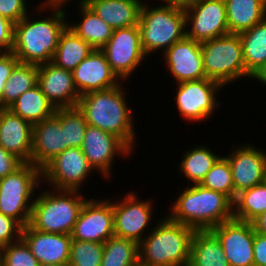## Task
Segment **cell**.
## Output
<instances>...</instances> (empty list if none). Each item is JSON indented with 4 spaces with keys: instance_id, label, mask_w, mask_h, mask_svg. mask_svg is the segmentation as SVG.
Masks as SVG:
<instances>
[{
    "instance_id": "484cf974",
    "label": "cell",
    "mask_w": 266,
    "mask_h": 266,
    "mask_svg": "<svg viewBox=\"0 0 266 266\" xmlns=\"http://www.w3.org/2000/svg\"><path fill=\"white\" fill-rule=\"evenodd\" d=\"M188 266H230L217 236L211 230H196Z\"/></svg>"
},
{
    "instance_id": "44dd1931",
    "label": "cell",
    "mask_w": 266,
    "mask_h": 266,
    "mask_svg": "<svg viewBox=\"0 0 266 266\" xmlns=\"http://www.w3.org/2000/svg\"><path fill=\"white\" fill-rule=\"evenodd\" d=\"M64 129L60 124V109L33 125L30 163L42 169L55 156L65 150Z\"/></svg>"
},
{
    "instance_id": "5b68a950",
    "label": "cell",
    "mask_w": 266,
    "mask_h": 266,
    "mask_svg": "<svg viewBox=\"0 0 266 266\" xmlns=\"http://www.w3.org/2000/svg\"><path fill=\"white\" fill-rule=\"evenodd\" d=\"M48 189L35 196L29 225L45 233L71 235L87 198L78 190Z\"/></svg>"
},
{
    "instance_id": "4fadbf2b",
    "label": "cell",
    "mask_w": 266,
    "mask_h": 266,
    "mask_svg": "<svg viewBox=\"0 0 266 266\" xmlns=\"http://www.w3.org/2000/svg\"><path fill=\"white\" fill-rule=\"evenodd\" d=\"M138 197L134 191H131L125 194L124 199L113 201V214L114 236L131 239L139 244L152 230L149 226L155 209L151 199L144 201Z\"/></svg>"
},
{
    "instance_id": "c3c4849f",
    "label": "cell",
    "mask_w": 266,
    "mask_h": 266,
    "mask_svg": "<svg viewBox=\"0 0 266 266\" xmlns=\"http://www.w3.org/2000/svg\"><path fill=\"white\" fill-rule=\"evenodd\" d=\"M39 266H70L68 264H39Z\"/></svg>"
},
{
    "instance_id": "83f0119b",
    "label": "cell",
    "mask_w": 266,
    "mask_h": 266,
    "mask_svg": "<svg viewBox=\"0 0 266 266\" xmlns=\"http://www.w3.org/2000/svg\"><path fill=\"white\" fill-rule=\"evenodd\" d=\"M94 50L88 42L67 26L59 37L57 49L51 62L72 72Z\"/></svg>"
},
{
    "instance_id": "9c48e42d",
    "label": "cell",
    "mask_w": 266,
    "mask_h": 266,
    "mask_svg": "<svg viewBox=\"0 0 266 266\" xmlns=\"http://www.w3.org/2000/svg\"><path fill=\"white\" fill-rule=\"evenodd\" d=\"M176 107L186 121L202 122L213 116L222 103L217 102V94L222 85L214 80L202 78L176 84ZM217 93V94H216Z\"/></svg>"
},
{
    "instance_id": "e575fe53",
    "label": "cell",
    "mask_w": 266,
    "mask_h": 266,
    "mask_svg": "<svg viewBox=\"0 0 266 266\" xmlns=\"http://www.w3.org/2000/svg\"><path fill=\"white\" fill-rule=\"evenodd\" d=\"M60 124L64 129L65 149L81 148L88 125L84 113L77 106L60 108Z\"/></svg>"
},
{
    "instance_id": "277c9868",
    "label": "cell",
    "mask_w": 266,
    "mask_h": 266,
    "mask_svg": "<svg viewBox=\"0 0 266 266\" xmlns=\"http://www.w3.org/2000/svg\"><path fill=\"white\" fill-rule=\"evenodd\" d=\"M160 219L138 244L139 262L148 266H188L196 230L168 216Z\"/></svg>"
},
{
    "instance_id": "f907efd6",
    "label": "cell",
    "mask_w": 266,
    "mask_h": 266,
    "mask_svg": "<svg viewBox=\"0 0 266 266\" xmlns=\"http://www.w3.org/2000/svg\"><path fill=\"white\" fill-rule=\"evenodd\" d=\"M135 266H148V265H145V264H142L141 262H138Z\"/></svg>"
},
{
    "instance_id": "7bdbcfd3",
    "label": "cell",
    "mask_w": 266,
    "mask_h": 266,
    "mask_svg": "<svg viewBox=\"0 0 266 266\" xmlns=\"http://www.w3.org/2000/svg\"><path fill=\"white\" fill-rule=\"evenodd\" d=\"M23 162L0 146V178L6 177L18 169Z\"/></svg>"
},
{
    "instance_id": "ab89813d",
    "label": "cell",
    "mask_w": 266,
    "mask_h": 266,
    "mask_svg": "<svg viewBox=\"0 0 266 266\" xmlns=\"http://www.w3.org/2000/svg\"><path fill=\"white\" fill-rule=\"evenodd\" d=\"M27 2L28 0H0V15L16 24L29 13L27 8L30 5Z\"/></svg>"
},
{
    "instance_id": "e0dca14e",
    "label": "cell",
    "mask_w": 266,
    "mask_h": 266,
    "mask_svg": "<svg viewBox=\"0 0 266 266\" xmlns=\"http://www.w3.org/2000/svg\"><path fill=\"white\" fill-rule=\"evenodd\" d=\"M230 266H254L255 232L251 222L232 219L212 228Z\"/></svg>"
},
{
    "instance_id": "3957f363",
    "label": "cell",
    "mask_w": 266,
    "mask_h": 266,
    "mask_svg": "<svg viewBox=\"0 0 266 266\" xmlns=\"http://www.w3.org/2000/svg\"><path fill=\"white\" fill-rule=\"evenodd\" d=\"M178 195L167 215L174 222L195 230H211L234 218L233 201L223 193L194 184Z\"/></svg>"
},
{
    "instance_id": "f546056e",
    "label": "cell",
    "mask_w": 266,
    "mask_h": 266,
    "mask_svg": "<svg viewBox=\"0 0 266 266\" xmlns=\"http://www.w3.org/2000/svg\"><path fill=\"white\" fill-rule=\"evenodd\" d=\"M8 109L32 125L52 116L56 110L38 84L25 91Z\"/></svg>"
},
{
    "instance_id": "d6a6232c",
    "label": "cell",
    "mask_w": 266,
    "mask_h": 266,
    "mask_svg": "<svg viewBox=\"0 0 266 266\" xmlns=\"http://www.w3.org/2000/svg\"><path fill=\"white\" fill-rule=\"evenodd\" d=\"M234 219L251 222L266 212V182L255 185L237 194L233 202Z\"/></svg>"
},
{
    "instance_id": "1f68e13d",
    "label": "cell",
    "mask_w": 266,
    "mask_h": 266,
    "mask_svg": "<svg viewBox=\"0 0 266 266\" xmlns=\"http://www.w3.org/2000/svg\"><path fill=\"white\" fill-rule=\"evenodd\" d=\"M38 83V65L18 63L7 80L0 106L8 108L19 96Z\"/></svg>"
},
{
    "instance_id": "f6af8a7d",
    "label": "cell",
    "mask_w": 266,
    "mask_h": 266,
    "mask_svg": "<svg viewBox=\"0 0 266 266\" xmlns=\"http://www.w3.org/2000/svg\"><path fill=\"white\" fill-rule=\"evenodd\" d=\"M251 224L255 233L266 235V212L258 215Z\"/></svg>"
},
{
    "instance_id": "74e56055",
    "label": "cell",
    "mask_w": 266,
    "mask_h": 266,
    "mask_svg": "<svg viewBox=\"0 0 266 266\" xmlns=\"http://www.w3.org/2000/svg\"><path fill=\"white\" fill-rule=\"evenodd\" d=\"M0 266H39V262L21 238L0 249Z\"/></svg>"
},
{
    "instance_id": "ac0fdd59",
    "label": "cell",
    "mask_w": 266,
    "mask_h": 266,
    "mask_svg": "<svg viewBox=\"0 0 266 266\" xmlns=\"http://www.w3.org/2000/svg\"><path fill=\"white\" fill-rule=\"evenodd\" d=\"M161 55L164 56L165 65L167 64L166 71H169L176 84L207 78L201 44L187 36L174 43Z\"/></svg>"
},
{
    "instance_id": "8992f818",
    "label": "cell",
    "mask_w": 266,
    "mask_h": 266,
    "mask_svg": "<svg viewBox=\"0 0 266 266\" xmlns=\"http://www.w3.org/2000/svg\"><path fill=\"white\" fill-rule=\"evenodd\" d=\"M138 28L147 57L158 50L164 53L186 36L184 8L162 2L160 6L143 3Z\"/></svg>"
},
{
    "instance_id": "836d02e7",
    "label": "cell",
    "mask_w": 266,
    "mask_h": 266,
    "mask_svg": "<svg viewBox=\"0 0 266 266\" xmlns=\"http://www.w3.org/2000/svg\"><path fill=\"white\" fill-rule=\"evenodd\" d=\"M138 262L136 241L113 236L104 242L101 266H135Z\"/></svg>"
},
{
    "instance_id": "9a60e30c",
    "label": "cell",
    "mask_w": 266,
    "mask_h": 266,
    "mask_svg": "<svg viewBox=\"0 0 266 266\" xmlns=\"http://www.w3.org/2000/svg\"><path fill=\"white\" fill-rule=\"evenodd\" d=\"M81 150L94 171L107 180L113 176L111 171L116 156L129 158L134 153L116 135L90 125H87Z\"/></svg>"
},
{
    "instance_id": "7402d4cb",
    "label": "cell",
    "mask_w": 266,
    "mask_h": 266,
    "mask_svg": "<svg viewBox=\"0 0 266 266\" xmlns=\"http://www.w3.org/2000/svg\"><path fill=\"white\" fill-rule=\"evenodd\" d=\"M21 238L30 247L39 264L69 263L71 235L41 232L28 224L22 228Z\"/></svg>"
},
{
    "instance_id": "6da1fadb",
    "label": "cell",
    "mask_w": 266,
    "mask_h": 266,
    "mask_svg": "<svg viewBox=\"0 0 266 266\" xmlns=\"http://www.w3.org/2000/svg\"><path fill=\"white\" fill-rule=\"evenodd\" d=\"M64 7L65 3L44 0L32 12H35L36 8L39 10L37 14H41V11L45 13L52 11L49 16L32 19L30 15L34 14L29 12L14 24L12 52L20 63L40 65L52 61L59 37L70 23L66 19L67 13Z\"/></svg>"
},
{
    "instance_id": "d6986e66",
    "label": "cell",
    "mask_w": 266,
    "mask_h": 266,
    "mask_svg": "<svg viewBox=\"0 0 266 266\" xmlns=\"http://www.w3.org/2000/svg\"><path fill=\"white\" fill-rule=\"evenodd\" d=\"M55 109L76 107L80 95L73 82V73L53 62L38 65V83Z\"/></svg>"
},
{
    "instance_id": "d590c367",
    "label": "cell",
    "mask_w": 266,
    "mask_h": 266,
    "mask_svg": "<svg viewBox=\"0 0 266 266\" xmlns=\"http://www.w3.org/2000/svg\"><path fill=\"white\" fill-rule=\"evenodd\" d=\"M201 186L228 196L233 202L235 191L233 186L232 170L228 160L221 156L205 175Z\"/></svg>"
},
{
    "instance_id": "52a82bcc",
    "label": "cell",
    "mask_w": 266,
    "mask_h": 266,
    "mask_svg": "<svg viewBox=\"0 0 266 266\" xmlns=\"http://www.w3.org/2000/svg\"><path fill=\"white\" fill-rule=\"evenodd\" d=\"M41 181V169L30 162L0 178V213L16 220L22 227L28 225L34 192L37 188L42 189Z\"/></svg>"
},
{
    "instance_id": "7c38bea8",
    "label": "cell",
    "mask_w": 266,
    "mask_h": 266,
    "mask_svg": "<svg viewBox=\"0 0 266 266\" xmlns=\"http://www.w3.org/2000/svg\"><path fill=\"white\" fill-rule=\"evenodd\" d=\"M184 11L188 38L202 43L229 34L224 0H197Z\"/></svg>"
},
{
    "instance_id": "2e32d148",
    "label": "cell",
    "mask_w": 266,
    "mask_h": 266,
    "mask_svg": "<svg viewBox=\"0 0 266 266\" xmlns=\"http://www.w3.org/2000/svg\"><path fill=\"white\" fill-rule=\"evenodd\" d=\"M232 151L224 157L228 160L233 177L235 199L241 191L265 182L266 150L244 143L231 148Z\"/></svg>"
},
{
    "instance_id": "30bf717a",
    "label": "cell",
    "mask_w": 266,
    "mask_h": 266,
    "mask_svg": "<svg viewBox=\"0 0 266 266\" xmlns=\"http://www.w3.org/2000/svg\"><path fill=\"white\" fill-rule=\"evenodd\" d=\"M100 50L105 54L111 70L123 82L129 81L147 57L141 45L138 25L114 30Z\"/></svg>"
},
{
    "instance_id": "f1b7e54d",
    "label": "cell",
    "mask_w": 266,
    "mask_h": 266,
    "mask_svg": "<svg viewBox=\"0 0 266 266\" xmlns=\"http://www.w3.org/2000/svg\"><path fill=\"white\" fill-rule=\"evenodd\" d=\"M238 35L242 43L246 78L251 79L266 62V18Z\"/></svg>"
},
{
    "instance_id": "8d00e7d4",
    "label": "cell",
    "mask_w": 266,
    "mask_h": 266,
    "mask_svg": "<svg viewBox=\"0 0 266 266\" xmlns=\"http://www.w3.org/2000/svg\"><path fill=\"white\" fill-rule=\"evenodd\" d=\"M104 243L72 240L70 266H101Z\"/></svg>"
},
{
    "instance_id": "ffe728a7",
    "label": "cell",
    "mask_w": 266,
    "mask_h": 266,
    "mask_svg": "<svg viewBox=\"0 0 266 266\" xmlns=\"http://www.w3.org/2000/svg\"><path fill=\"white\" fill-rule=\"evenodd\" d=\"M72 73L75 88L80 96L110 89L122 82L111 70L105 54L99 49L87 56Z\"/></svg>"
},
{
    "instance_id": "d4e9b609",
    "label": "cell",
    "mask_w": 266,
    "mask_h": 266,
    "mask_svg": "<svg viewBox=\"0 0 266 266\" xmlns=\"http://www.w3.org/2000/svg\"><path fill=\"white\" fill-rule=\"evenodd\" d=\"M229 33L239 34L266 18L263 0H224Z\"/></svg>"
},
{
    "instance_id": "7dc6e473",
    "label": "cell",
    "mask_w": 266,
    "mask_h": 266,
    "mask_svg": "<svg viewBox=\"0 0 266 266\" xmlns=\"http://www.w3.org/2000/svg\"><path fill=\"white\" fill-rule=\"evenodd\" d=\"M159 1H162L163 2L162 4L174 5L185 8L188 5H191L192 3L196 2L197 0H159Z\"/></svg>"
},
{
    "instance_id": "4316f807",
    "label": "cell",
    "mask_w": 266,
    "mask_h": 266,
    "mask_svg": "<svg viewBox=\"0 0 266 266\" xmlns=\"http://www.w3.org/2000/svg\"><path fill=\"white\" fill-rule=\"evenodd\" d=\"M78 6L82 18L78 20L79 23H68V27L94 49L100 50L111 38L114 29L97 16L83 0H79Z\"/></svg>"
},
{
    "instance_id": "ee69618b",
    "label": "cell",
    "mask_w": 266,
    "mask_h": 266,
    "mask_svg": "<svg viewBox=\"0 0 266 266\" xmlns=\"http://www.w3.org/2000/svg\"><path fill=\"white\" fill-rule=\"evenodd\" d=\"M253 251L254 266H266V235L255 233Z\"/></svg>"
},
{
    "instance_id": "60d3db41",
    "label": "cell",
    "mask_w": 266,
    "mask_h": 266,
    "mask_svg": "<svg viewBox=\"0 0 266 266\" xmlns=\"http://www.w3.org/2000/svg\"><path fill=\"white\" fill-rule=\"evenodd\" d=\"M19 63L13 52H0V100L4 86L14 67Z\"/></svg>"
},
{
    "instance_id": "f35d334b",
    "label": "cell",
    "mask_w": 266,
    "mask_h": 266,
    "mask_svg": "<svg viewBox=\"0 0 266 266\" xmlns=\"http://www.w3.org/2000/svg\"><path fill=\"white\" fill-rule=\"evenodd\" d=\"M22 228L16 220L0 213V249L20 240Z\"/></svg>"
},
{
    "instance_id": "8fae6325",
    "label": "cell",
    "mask_w": 266,
    "mask_h": 266,
    "mask_svg": "<svg viewBox=\"0 0 266 266\" xmlns=\"http://www.w3.org/2000/svg\"><path fill=\"white\" fill-rule=\"evenodd\" d=\"M93 171L81 148L70 147L49 161L41 169V175L48 188L82 191L83 183Z\"/></svg>"
},
{
    "instance_id": "5bb4252c",
    "label": "cell",
    "mask_w": 266,
    "mask_h": 266,
    "mask_svg": "<svg viewBox=\"0 0 266 266\" xmlns=\"http://www.w3.org/2000/svg\"><path fill=\"white\" fill-rule=\"evenodd\" d=\"M113 236V201L87 198L74 224L72 240L104 243Z\"/></svg>"
},
{
    "instance_id": "b9f144b4",
    "label": "cell",
    "mask_w": 266,
    "mask_h": 266,
    "mask_svg": "<svg viewBox=\"0 0 266 266\" xmlns=\"http://www.w3.org/2000/svg\"><path fill=\"white\" fill-rule=\"evenodd\" d=\"M14 23L0 15V52H12Z\"/></svg>"
},
{
    "instance_id": "4dcf8cb0",
    "label": "cell",
    "mask_w": 266,
    "mask_h": 266,
    "mask_svg": "<svg viewBox=\"0 0 266 266\" xmlns=\"http://www.w3.org/2000/svg\"><path fill=\"white\" fill-rule=\"evenodd\" d=\"M178 167L179 174L189 181V185L200 184L215 162L221 157L210 150L209 146L196 145L185 150ZM181 172V173H180Z\"/></svg>"
},
{
    "instance_id": "cb8c5ba5",
    "label": "cell",
    "mask_w": 266,
    "mask_h": 266,
    "mask_svg": "<svg viewBox=\"0 0 266 266\" xmlns=\"http://www.w3.org/2000/svg\"><path fill=\"white\" fill-rule=\"evenodd\" d=\"M114 30L138 25L143 0H83Z\"/></svg>"
},
{
    "instance_id": "ba28073f",
    "label": "cell",
    "mask_w": 266,
    "mask_h": 266,
    "mask_svg": "<svg viewBox=\"0 0 266 266\" xmlns=\"http://www.w3.org/2000/svg\"><path fill=\"white\" fill-rule=\"evenodd\" d=\"M201 44L204 72L208 79L224 86L246 78L242 43L238 34L229 33Z\"/></svg>"
},
{
    "instance_id": "603a6c76",
    "label": "cell",
    "mask_w": 266,
    "mask_h": 266,
    "mask_svg": "<svg viewBox=\"0 0 266 266\" xmlns=\"http://www.w3.org/2000/svg\"><path fill=\"white\" fill-rule=\"evenodd\" d=\"M32 135L31 123L8 108L0 110V146L23 163H28L31 159Z\"/></svg>"
},
{
    "instance_id": "681fc988",
    "label": "cell",
    "mask_w": 266,
    "mask_h": 266,
    "mask_svg": "<svg viewBox=\"0 0 266 266\" xmlns=\"http://www.w3.org/2000/svg\"><path fill=\"white\" fill-rule=\"evenodd\" d=\"M47 1H50V2H55V3H68L70 2V0H47Z\"/></svg>"
},
{
    "instance_id": "7a4b0ae2",
    "label": "cell",
    "mask_w": 266,
    "mask_h": 266,
    "mask_svg": "<svg viewBox=\"0 0 266 266\" xmlns=\"http://www.w3.org/2000/svg\"><path fill=\"white\" fill-rule=\"evenodd\" d=\"M121 84L123 82L80 96L77 107L84 113L88 125L116 135L134 152L136 119H132L133 110L127 104L126 90Z\"/></svg>"
},
{
    "instance_id": "bcb514c9",
    "label": "cell",
    "mask_w": 266,
    "mask_h": 266,
    "mask_svg": "<svg viewBox=\"0 0 266 266\" xmlns=\"http://www.w3.org/2000/svg\"><path fill=\"white\" fill-rule=\"evenodd\" d=\"M255 79L262 86L266 85V62L255 72V74L251 77V79Z\"/></svg>"
}]
</instances>
